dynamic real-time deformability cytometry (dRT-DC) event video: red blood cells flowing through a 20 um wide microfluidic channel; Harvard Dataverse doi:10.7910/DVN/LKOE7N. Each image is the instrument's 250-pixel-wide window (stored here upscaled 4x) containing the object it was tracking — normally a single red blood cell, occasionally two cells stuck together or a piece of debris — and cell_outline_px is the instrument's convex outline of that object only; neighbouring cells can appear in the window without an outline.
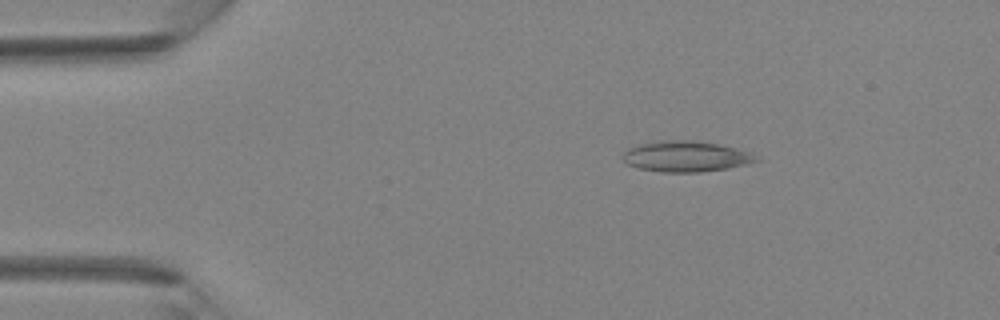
{"species": "Egyptian fruit bat (a non-hibernating species)", "species_latin": "Rousettus aegyptiacus", "temperature_condition": "room temperature", "stored_images_in_passage": 41, "camera_frame_rate_fps": 3000, "um_per_image_px": 0.085, "animal": {"sex": "female"}, "frame": {"image": 1, "passage_image": 7, "time_ms": 2.0, "image_size_px": [1000, 320], "cell_outline_px": [[760, 160], [728, 168], [700, 172], [660, 172], [640, 168], [628, 164], [620, 156], [628, 148], [636, 144], [664, 140], [696, 140], [720, 144], [752, 152]], "centroid_in_image_um": [58.29, 13.28], "position_along_channel_um": 26.7, "area_um2": 24.04}}
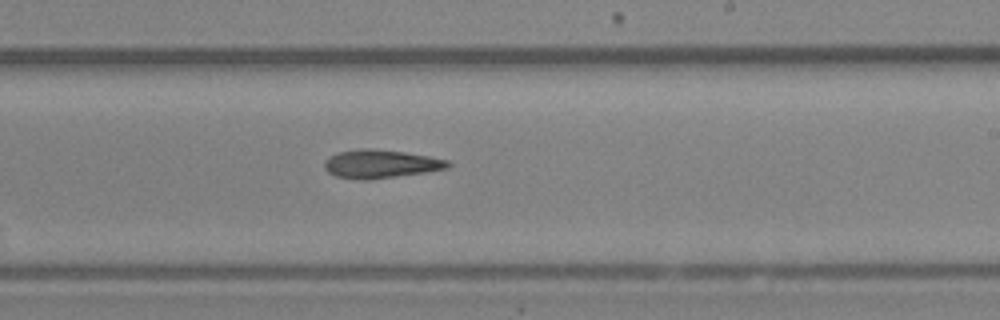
{"frame": {"image": 2, "passage_image": 25, "time_ms": 8.0, "image_size_px": [1000, 320], "cell_outline_px": [[452, 164], [448, 168], [424, 172], [368, 180], [364, 180], [336, 176], [328, 172], [324, 168], [324, 160], [328, 156], [336, 152], [360, 148], [368, 148], [404, 152], [428, 156], [448, 160]], "centroid_in_image_um": [32.31, 13.92], "position_along_channel_um": 256.7, "area_um2": 20.4}}
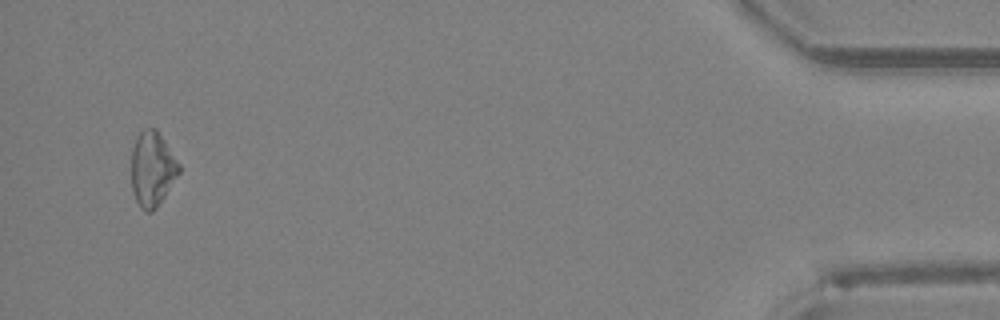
{"frame": {"image": 3, "passage_image": 40, "time_ms": 13.0, "image_size_px": [1000, 320], "cell_outline_px": [[180, 172], [156, 208], [152, 212], [144, 212], [140, 208], [132, 192], [132, 148], [136, 136], [144, 128], [156, 128], [180, 164]], "centroid_in_image_um": [12.93, 14.36], "position_along_channel_um": 422.3, "area_um2": 20.75}}